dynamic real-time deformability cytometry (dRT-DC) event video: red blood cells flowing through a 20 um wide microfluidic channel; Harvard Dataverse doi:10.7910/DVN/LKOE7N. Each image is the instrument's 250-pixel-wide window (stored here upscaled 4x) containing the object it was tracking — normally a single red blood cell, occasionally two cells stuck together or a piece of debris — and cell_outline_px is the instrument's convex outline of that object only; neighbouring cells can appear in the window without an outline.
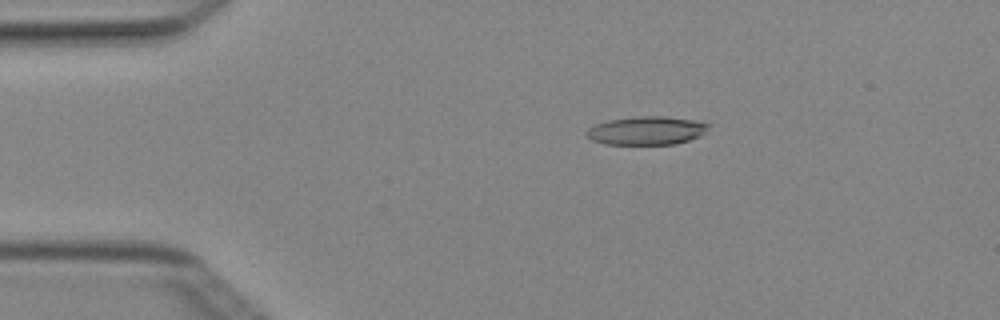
{"species": "Egyptian fruit bat (a non-hibernating species)", "species_latin": "Rousettus aegyptiacus", "temperature_condition": "cold", "stored_images_in_passage": 5, "camera_frame_rate_fps": 3000, "um_per_image_px": 0.085, "animal": {"sex": "female"}, "frame": {"image": 1, "passage_image": 3, "time_ms": 0.667, "image_size_px": [1000, 320], "cell_outline_px": [[712, 124], [700, 136], [676, 144], [604, 144], [592, 140], [584, 132], [588, 128], [596, 124], [608, 120], [640, 116], [664, 116], [692, 120]], "centroid_in_image_um": [54.95, 11.1], "position_along_channel_um": 30.1, "area_um2": 20.11}}
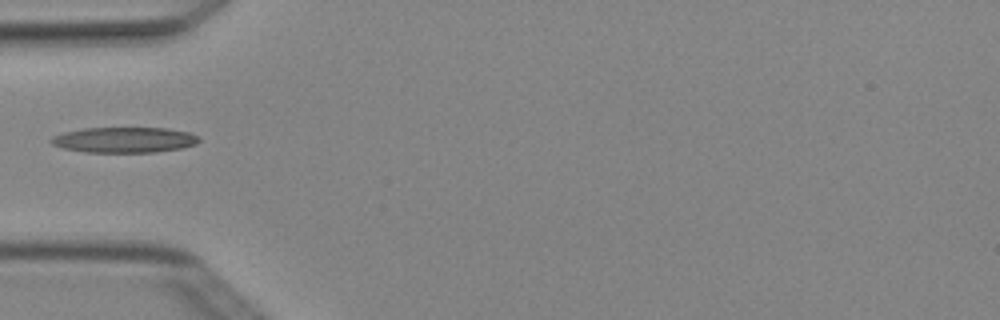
{"frame": {"image": 2, "passage_image": 4, "time_ms": 1.0, "image_size_px": [1000, 320], "cell_outline_px": [[200, 140], [196, 144], [180, 148], [156, 152], [84, 152], [64, 148], [52, 144], [48, 140], [52, 136], [64, 132], [84, 128], [168, 128], [188, 132], [196, 136]], "centroid_in_image_um": [10.53, 11.89], "position_along_channel_um": 74.5, "area_um2": 21.91}}
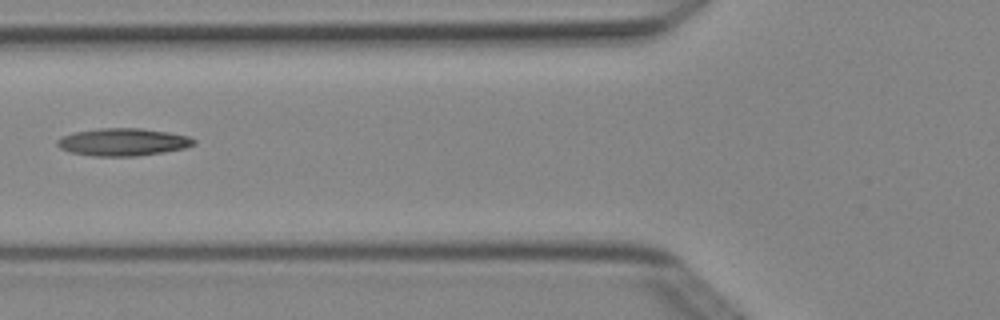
{"frame": {"image": 3, "passage_image": 5, "time_ms": 1.333, "image_size_px": [1000, 320], "cell_outline_px": [[196, 144], [184, 148], [164, 152], [136, 156], [92, 156], [68, 152], [60, 148], [56, 144], [56, 140], [60, 136], [72, 132], [100, 128], [140, 128], [168, 132], [188, 136], [196, 140]], "centroid_in_image_um": [10.4, 12.07], "position_along_channel_um": 115.4, "area_um2": 22.14}}